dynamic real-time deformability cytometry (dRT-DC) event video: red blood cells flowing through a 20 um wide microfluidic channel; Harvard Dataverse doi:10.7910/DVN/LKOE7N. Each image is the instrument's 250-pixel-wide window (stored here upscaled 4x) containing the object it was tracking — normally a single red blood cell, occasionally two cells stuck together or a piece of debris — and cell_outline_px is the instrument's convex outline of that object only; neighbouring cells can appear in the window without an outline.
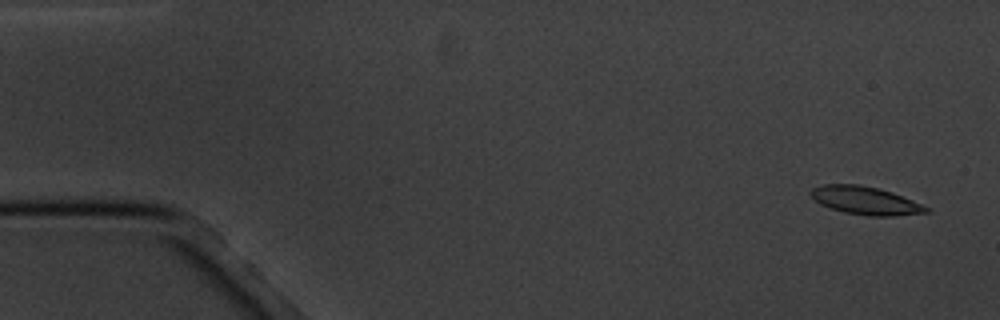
{"species": "common noctule bat (a hibernating species)", "species_latin": "Nyctalus noctula", "temperature_condition": "cold", "stored_images_in_passage": 4, "camera_frame_rate_fps": 3000, "um_per_image_px": 0.085, "animal": {"sex": "male", "body_mass_g": 20.1, "forearm_length_mm": 53.5}, "frame": {"image": 1, "passage_image": 1, "time_ms": 0.0, "image_size_px": [1000, 320], "cell_outline_px": [[932, 212], [892, 216], [868, 216], [844, 212], [828, 208], [820, 204], [808, 192], [812, 188], [824, 184], [860, 184], [892, 192], [932, 208]], "centroid_in_image_um": [73.58, 17.05], "position_along_channel_um": 11.4, "area_um2": 19.02}}
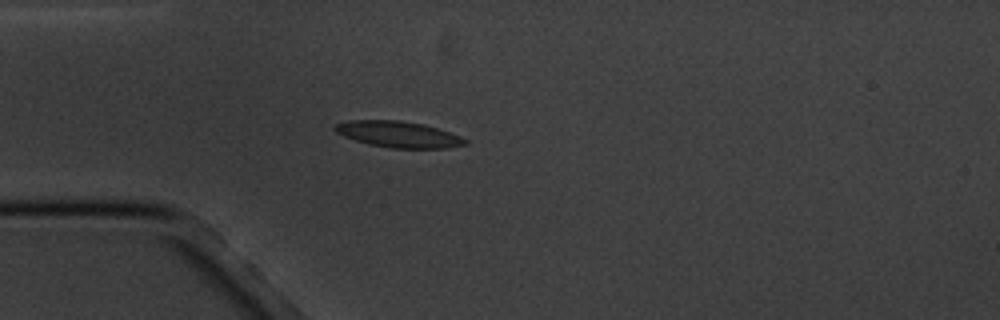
{"frame": {"image": 2, "passage_image": 4, "time_ms": 4.333, "image_size_px": [1000, 320], "cell_outline_px": [[468, 144], [448, 148], [388, 148], [368, 144], [344, 136], [336, 132], [332, 128], [336, 124], [348, 120], [400, 120], [424, 124], [460, 136], [468, 140]], "centroid_in_image_um": [33.86, 11.42], "position_along_channel_um": 51.1, "area_um2": 19.88}}